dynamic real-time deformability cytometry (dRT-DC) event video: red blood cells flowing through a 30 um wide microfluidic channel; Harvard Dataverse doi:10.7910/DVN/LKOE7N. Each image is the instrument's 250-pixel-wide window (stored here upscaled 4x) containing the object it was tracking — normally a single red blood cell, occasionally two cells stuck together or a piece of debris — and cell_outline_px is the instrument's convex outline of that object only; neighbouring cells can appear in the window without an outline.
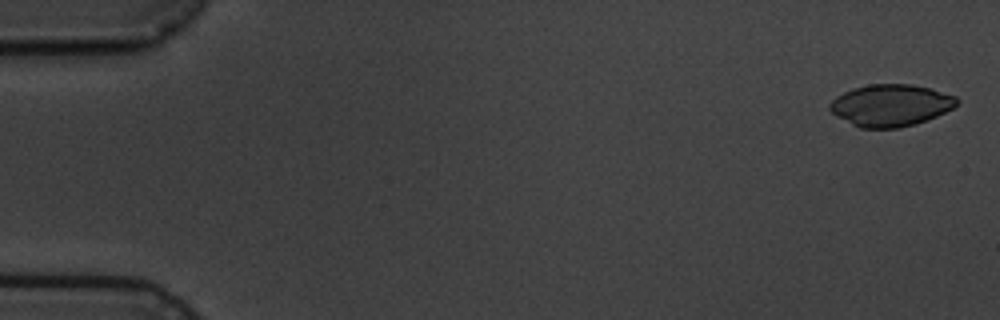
{"species": "common noctule bat (a hibernating species)", "species_latin": "Nyctalus noctula", "temperature_condition": "cold", "stored_images_in_passage": 5, "camera_frame_rate_fps": 3000, "um_per_image_px": 0.085, "animal": {"sex": "male", "body_mass_g": 19.5, "forearm_length_mm": 54.6}, "frame": {"image": 1, "passage_image": 1, "time_ms": 0.0, "image_size_px": [1000, 320], "cell_outline_px": [[960, 100], [952, 108], [928, 120], [916, 124], [900, 128], [860, 128], [836, 116], [828, 108], [828, 104], [836, 96], [852, 88], [868, 84], [912, 84], [932, 88], [956, 96]], "centroid_in_image_um": [75.71, 8.94], "position_along_channel_um": 9.3, "area_um2": 31.27}}